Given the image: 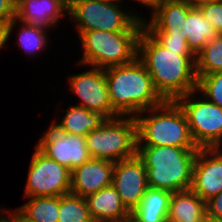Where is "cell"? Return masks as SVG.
Instances as JSON below:
<instances>
[{"label": "cell", "instance_id": "obj_20", "mask_svg": "<svg viewBox=\"0 0 222 222\" xmlns=\"http://www.w3.org/2000/svg\"><path fill=\"white\" fill-rule=\"evenodd\" d=\"M107 118L99 112L90 111L81 106H72L64 117L51 124L58 131L85 137L90 131L98 129Z\"/></svg>", "mask_w": 222, "mask_h": 222}, {"label": "cell", "instance_id": "obj_30", "mask_svg": "<svg viewBox=\"0 0 222 222\" xmlns=\"http://www.w3.org/2000/svg\"><path fill=\"white\" fill-rule=\"evenodd\" d=\"M15 15L16 0H0V25H8Z\"/></svg>", "mask_w": 222, "mask_h": 222}, {"label": "cell", "instance_id": "obj_1", "mask_svg": "<svg viewBox=\"0 0 222 222\" xmlns=\"http://www.w3.org/2000/svg\"><path fill=\"white\" fill-rule=\"evenodd\" d=\"M137 57L145 65L156 92L164 101L196 91V56H183L161 45L145 28L138 39Z\"/></svg>", "mask_w": 222, "mask_h": 222}, {"label": "cell", "instance_id": "obj_15", "mask_svg": "<svg viewBox=\"0 0 222 222\" xmlns=\"http://www.w3.org/2000/svg\"><path fill=\"white\" fill-rule=\"evenodd\" d=\"M65 12L68 14V8L61 0H16L15 19L46 30L57 26Z\"/></svg>", "mask_w": 222, "mask_h": 222}, {"label": "cell", "instance_id": "obj_24", "mask_svg": "<svg viewBox=\"0 0 222 222\" xmlns=\"http://www.w3.org/2000/svg\"><path fill=\"white\" fill-rule=\"evenodd\" d=\"M58 222H94L86 198L72 194L59 196Z\"/></svg>", "mask_w": 222, "mask_h": 222}, {"label": "cell", "instance_id": "obj_18", "mask_svg": "<svg viewBox=\"0 0 222 222\" xmlns=\"http://www.w3.org/2000/svg\"><path fill=\"white\" fill-rule=\"evenodd\" d=\"M167 222H207L206 202L191 189L172 192Z\"/></svg>", "mask_w": 222, "mask_h": 222}, {"label": "cell", "instance_id": "obj_29", "mask_svg": "<svg viewBox=\"0 0 222 222\" xmlns=\"http://www.w3.org/2000/svg\"><path fill=\"white\" fill-rule=\"evenodd\" d=\"M207 221H222V192L206 201Z\"/></svg>", "mask_w": 222, "mask_h": 222}, {"label": "cell", "instance_id": "obj_6", "mask_svg": "<svg viewBox=\"0 0 222 222\" xmlns=\"http://www.w3.org/2000/svg\"><path fill=\"white\" fill-rule=\"evenodd\" d=\"M91 158L118 162L132 158L137 151V121L135 117L119 116L105 122L85 136Z\"/></svg>", "mask_w": 222, "mask_h": 222}, {"label": "cell", "instance_id": "obj_8", "mask_svg": "<svg viewBox=\"0 0 222 222\" xmlns=\"http://www.w3.org/2000/svg\"><path fill=\"white\" fill-rule=\"evenodd\" d=\"M195 92L176 100L186 115L193 141L198 148H222V108L203 96L196 99Z\"/></svg>", "mask_w": 222, "mask_h": 222}, {"label": "cell", "instance_id": "obj_23", "mask_svg": "<svg viewBox=\"0 0 222 222\" xmlns=\"http://www.w3.org/2000/svg\"><path fill=\"white\" fill-rule=\"evenodd\" d=\"M222 72V35L207 42L196 55L197 77Z\"/></svg>", "mask_w": 222, "mask_h": 222}, {"label": "cell", "instance_id": "obj_19", "mask_svg": "<svg viewBox=\"0 0 222 222\" xmlns=\"http://www.w3.org/2000/svg\"><path fill=\"white\" fill-rule=\"evenodd\" d=\"M171 194L164 189L148 187L130 216L136 222H167Z\"/></svg>", "mask_w": 222, "mask_h": 222}, {"label": "cell", "instance_id": "obj_32", "mask_svg": "<svg viewBox=\"0 0 222 222\" xmlns=\"http://www.w3.org/2000/svg\"><path fill=\"white\" fill-rule=\"evenodd\" d=\"M9 217L6 218L9 222H33L25 218L17 209L12 213L8 212Z\"/></svg>", "mask_w": 222, "mask_h": 222}, {"label": "cell", "instance_id": "obj_27", "mask_svg": "<svg viewBox=\"0 0 222 222\" xmlns=\"http://www.w3.org/2000/svg\"><path fill=\"white\" fill-rule=\"evenodd\" d=\"M161 45L183 56H195L189 49L186 38H177L166 34L160 29H146Z\"/></svg>", "mask_w": 222, "mask_h": 222}, {"label": "cell", "instance_id": "obj_28", "mask_svg": "<svg viewBox=\"0 0 222 222\" xmlns=\"http://www.w3.org/2000/svg\"><path fill=\"white\" fill-rule=\"evenodd\" d=\"M204 17L219 35H222V0L198 6Z\"/></svg>", "mask_w": 222, "mask_h": 222}, {"label": "cell", "instance_id": "obj_3", "mask_svg": "<svg viewBox=\"0 0 222 222\" xmlns=\"http://www.w3.org/2000/svg\"><path fill=\"white\" fill-rule=\"evenodd\" d=\"M198 147L137 146L143 161L148 186L170 192L188 190Z\"/></svg>", "mask_w": 222, "mask_h": 222}, {"label": "cell", "instance_id": "obj_33", "mask_svg": "<svg viewBox=\"0 0 222 222\" xmlns=\"http://www.w3.org/2000/svg\"><path fill=\"white\" fill-rule=\"evenodd\" d=\"M135 1L145 4V6L152 8L153 9L152 11H155L165 0H135Z\"/></svg>", "mask_w": 222, "mask_h": 222}, {"label": "cell", "instance_id": "obj_12", "mask_svg": "<svg viewBox=\"0 0 222 222\" xmlns=\"http://www.w3.org/2000/svg\"><path fill=\"white\" fill-rule=\"evenodd\" d=\"M112 186L120 195L122 204L131 213L149 187L144 163L137 154L115 162Z\"/></svg>", "mask_w": 222, "mask_h": 222}, {"label": "cell", "instance_id": "obj_22", "mask_svg": "<svg viewBox=\"0 0 222 222\" xmlns=\"http://www.w3.org/2000/svg\"><path fill=\"white\" fill-rule=\"evenodd\" d=\"M17 210L33 222H58L59 196L27 197Z\"/></svg>", "mask_w": 222, "mask_h": 222}, {"label": "cell", "instance_id": "obj_11", "mask_svg": "<svg viewBox=\"0 0 222 222\" xmlns=\"http://www.w3.org/2000/svg\"><path fill=\"white\" fill-rule=\"evenodd\" d=\"M69 79L71 91L82 101L77 106L99 112L107 119L119 117L111 106L104 69L93 67Z\"/></svg>", "mask_w": 222, "mask_h": 222}, {"label": "cell", "instance_id": "obj_34", "mask_svg": "<svg viewBox=\"0 0 222 222\" xmlns=\"http://www.w3.org/2000/svg\"><path fill=\"white\" fill-rule=\"evenodd\" d=\"M193 7H198L206 3L216 2L220 0H187Z\"/></svg>", "mask_w": 222, "mask_h": 222}, {"label": "cell", "instance_id": "obj_10", "mask_svg": "<svg viewBox=\"0 0 222 222\" xmlns=\"http://www.w3.org/2000/svg\"><path fill=\"white\" fill-rule=\"evenodd\" d=\"M35 147L71 171L91 159L85 137L58 131L52 125Z\"/></svg>", "mask_w": 222, "mask_h": 222}, {"label": "cell", "instance_id": "obj_26", "mask_svg": "<svg viewBox=\"0 0 222 222\" xmlns=\"http://www.w3.org/2000/svg\"><path fill=\"white\" fill-rule=\"evenodd\" d=\"M196 93L222 108V72L197 77Z\"/></svg>", "mask_w": 222, "mask_h": 222}, {"label": "cell", "instance_id": "obj_7", "mask_svg": "<svg viewBox=\"0 0 222 222\" xmlns=\"http://www.w3.org/2000/svg\"><path fill=\"white\" fill-rule=\"evenodd\" d=\"M127 12L113 0H79L68 9L69 16L78 23L79 34L90 30L142 31L145 19Z\"/></svg>", "mask_w": 222, "mask_h": 222}, {"label": "cell", "instance_id": "obj_21", "mask_svg": "<svg viewBox=\"0 0 222 222\" xmlns=\"http://www.w3.org/2000/svg\"><path fill=\"white\" fill-rule=\"evenodd\" d=\"M185 35L189 49L196 56L205 46L219 34L204 17L198 7H193L185 20Z\"/></svg>", "mask_w": 222, "mask_h": 222}, {"label": "cell", "instance_id": "obj_35", "mask_svg": "<svg viewBox=\"0 0 222 222\" xmlns=\"http://www.w3.org/2000/svg\"><path fill=\"white\" fill-rule=\"evenodd\" d=\"M61 1L69 9L79 0H61Z\"/></svg>", "mask_w": 222, "mask_h": 222}, {"label": "cell", "instance_id": "obj_37", "mask_svg": "<svg viewBox=\"0 0 222 222\" xmlns=\"http://www.w3.org/2000/svg\"><path fill=\"white\" fill-rule=\"evenodd\" d=\"M3 214L4 215H1V213H0V215H1V217H0V222H3L8 216H5V213L3 212Z\"/></svg>", "mask_w": 222, "mask_h": 222}, {"label": "cell", "instance_id": "obj_31", "mask_svg": "<svg viewBox=\"0 0 222 222\" xmlns=\"http://www.w3.org/2000/svg\"><path fill=\"white\" fill-rule=\"evenodd\" d=\"M18 20L14 19L8 25H0V49L9 41L11 31L18 24Z\"/></svg>", "mask_w": 222, "mask_h": 222}, {"label": "cell", "instance_id": "obj_2", "mask_svg": "<svg viewBox=\"0 0 222 222\" xmlns=\"http://www.w3.org/2000/svg\"><path fill=\"white\" fill-rule=\"evenodd\" d=\"M104 75L111 106L119 116L135 117L164 102L138 57L130 63L105 68Z\"/></svg>", "mask_w": 222, "mask_h": 222}, {"label": "cell", "instance_id": "obj_25", "mask_svg": "<svg viewBox=\"0 0 222 222\" xmlns=\"http://www.w3.org/2000/svg\"><path fill=\"white\" fill-rule=\"evenodd\" d=\"M22 24V29L19 30L18 45L21 46L25 52H28L27 54L29 55H33V53L36 54V52L38 53L44 49L47 45V31L42 28L29 26L26 23Z\"/></svg>", "mask_w": 222, "mask_h": 222}, {"label": "cell", "instance_id": "obj_14", "mask_svg": "<svg viewBox=\"0 0 222 222\" xmlns=\"http://www.w3.org/2000/svg\"><path fill=\"white\" fill-rule=\"evenodd\" d=\"M115 163L105 159H95L83 163L71 171L70 194L86 198L102 188L112 185Z\"/></svg>", "mask_w": 222, "mask_h": 222}, {"label": "cell", "instance_id": "obj_17", "mask_svg": "<svg viewBox=\"0 0 222 222\" xmlns=\"http://www.w3.org/2000/svg\"><path fill=\"white\" fill-rule=\"evenodd\" d=\"M86 201L94 222H114L130 217V212L112 185L88 195Z\"/></svg>", "mask_w": 222, "mask_h": 222}, {"label": "cell", "instance_id": "obj_13", "mask_svg": "<svg viewBox=\"0 0 222 222\" xmlns=\"http://www.w3.org/2000/svg\"><path fill=\"white\" fill-rule=\"evenodd\" d=\"M190 189L205 202L222 192L221 148L198 149Z\"/></svg>", "mask_w": 222, "mask_h": 222}, {"label": "cell", "instance_id": "obj_5", "mask_svg": "<svg viewBox=\"0 0 222 222\" xmlns=\"http://www.w3.org/2000/svg\"><path fill=\"white\" fill-rule=\"evenodd\" d=\"M140 33L83 31L79 34L83 46V57L79 63L101 69L130 63L137 58Z\"/></svg>", "mask_w": 222, "mask_h": 222}, {"label": "cell", "instance_id": "obj_36", "mask_svg": "<svg viewBox=\"0 0 222 222\" xmlns=\"http://www.w3.org/2000/svg\"><path fill=\"white\" fill-rule=\"evenodd\" d=\"M114 222H136L131 216L127 219L121 220V221H114Z\"/></svg>", "mask_w": 222, "mask_h": 222}, {"label": "cell", "instance_id": "obj_4", "mask_svg": "<svg viewBox=\"0 0 222 222\" xmlns=\"http://www.w3.org/2000/svg\"><path fill=\"white\" fill-rule=\"evenodd\" d=\"M148 112V115L151 114L149 117L142 116ZM135 118L137 146L197 147L186 115L176 101H164L159 106L138 113Z\"/></svg>", "mask_w": 222, "mask_h": 222}, {"label": "cell", "instance_id": "obj_16", "mask_svg": "<svg viewBox=\"0 0 222 222\" xmlns=\"http://www.w3.org/2000/svg\"><path fill=\"white\" fill-rule=\"evenodd\" d=\"M193 6L187 0H165L154 12L151 21H143L145 29H160L177 38H186L185 20Z\"/></svg>", "mask_w": 222, "mask_h": 222}, {"label": "cell", "instance_id": "obj_9", "mask_svg": "<svg viewBox=\"0 0 222 222\" xmlns=\"http://www.w3.org/2000/svg\"><path fill=\"white\" fill-rule=\"evenodd\" d=\"M31 158L25 198L70 194L71 170L48 158L37 147Z\"/></svg>", "mask_w": 222, "mask_h": 222}]
</instances>
